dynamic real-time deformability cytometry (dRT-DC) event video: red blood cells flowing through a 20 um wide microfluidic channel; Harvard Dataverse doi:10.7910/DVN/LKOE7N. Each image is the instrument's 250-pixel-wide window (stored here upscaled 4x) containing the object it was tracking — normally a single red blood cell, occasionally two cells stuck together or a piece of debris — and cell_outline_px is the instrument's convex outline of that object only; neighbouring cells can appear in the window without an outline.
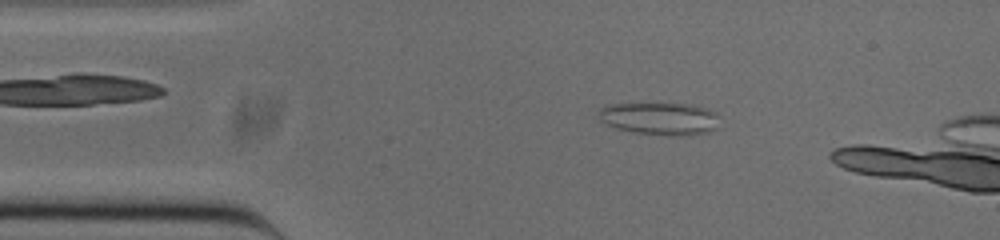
{"species": "common noctule bat (a hibernating species)", "species_latin": "Nyctalus noctula", "temperature_condition": "cold", "stored_images_in_passage": 7, "camera_frame_rate_fps": 3000, "um_per_image_px": 0.085, "animal": {"sex": "male", "body_mass_g": 20.0, "forearm_length_mm": 53.3}, "frame": {"image": 1, "passage_image": 3, "time_ms": 0.667, "image_size_px": [1000, 240], "cell_outline_px": [[720, 128], [708, 132], [688, 136], [664, 136], [636, 132], [616, 128], [604, 124], [600, 120], [600, 108], [608, 104], [692, 104], [708, 108], [716, 112]], "centroid_in_image_um": [56.15, 10.1], "position_along_channel_um": 28.8, "area_um2": 23.24}}